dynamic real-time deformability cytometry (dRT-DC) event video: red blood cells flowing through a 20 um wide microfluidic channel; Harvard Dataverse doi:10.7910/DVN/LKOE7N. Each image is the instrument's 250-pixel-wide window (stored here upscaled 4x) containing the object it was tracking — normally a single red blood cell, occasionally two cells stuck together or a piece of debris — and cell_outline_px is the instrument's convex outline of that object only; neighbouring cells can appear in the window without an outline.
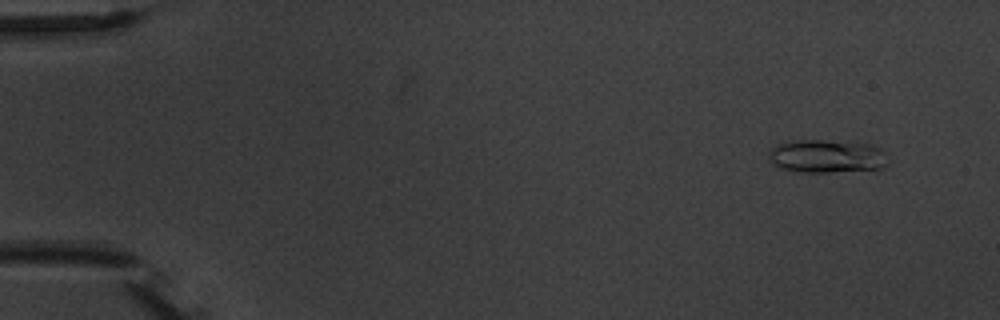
{"species": "common noctule bat (a hibernating species)", "species_latin": "Nyctalus noctula", "temperature_condition": "warm", "stored_images_in_passage": 5, "camera_frame_rate_fps": 3000, "um_per_image_px": 0.085, "animal": {"sex": "male", "body_mass_g": 20.1, "forearm_length_mm": 53.5}, "frame": {"image": 1, "passage_image": 2, "time_ms": 1.0, "image_size_px": [1000, 320], "cell_outline_px": [[884, 168], [828, 172], [804, 172], [780, 168], [772, 164], [768, 156], [768, 152], [772, 148], [780, 144], [792, 140], [824, 140], [872, 144], [880, 148], [884, 152]], "centroid_in_image_um": [70.23, 13.27], "position_along_channel_um": 14.8, "area_um2": 22.83}}